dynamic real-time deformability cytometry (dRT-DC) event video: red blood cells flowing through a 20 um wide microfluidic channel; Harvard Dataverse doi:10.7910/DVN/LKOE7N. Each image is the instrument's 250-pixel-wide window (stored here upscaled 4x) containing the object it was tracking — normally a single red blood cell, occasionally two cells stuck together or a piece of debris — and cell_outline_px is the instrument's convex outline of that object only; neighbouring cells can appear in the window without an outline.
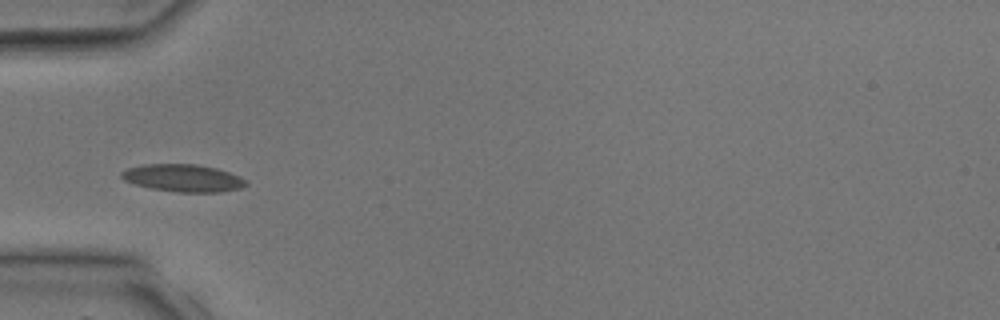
{"species": "common noctule bat (a hibernating species)", "species_latin": "Nyctalus noctula", "temperature_condition": "room temperature", "stored_images_in_passage": 2, "camera_frame_rate_fps": 3000, "um_per_image_px": 0.085, "animal": {"sex": "male", "body_mass_g": 17.9, "forearm_length_mm": 54.2}, "frame": {"image": 1, "passage_image": 2, "time_ms": 2.0, "image_size_px": [1000, 320], "cell_outline_px": [[248, 184], [240, 188], [220, 192], [176, 192], [152, 188], [136, 184], [124, 180], [120, 176], [120, 172], [128, 168], [144, 164], [196, 164], [216, 168], [240, 176]], "centroid_in_image_um": [15.55, 15.13], "position_along_channel_um": 69.4, "area_um2": 19.77}}